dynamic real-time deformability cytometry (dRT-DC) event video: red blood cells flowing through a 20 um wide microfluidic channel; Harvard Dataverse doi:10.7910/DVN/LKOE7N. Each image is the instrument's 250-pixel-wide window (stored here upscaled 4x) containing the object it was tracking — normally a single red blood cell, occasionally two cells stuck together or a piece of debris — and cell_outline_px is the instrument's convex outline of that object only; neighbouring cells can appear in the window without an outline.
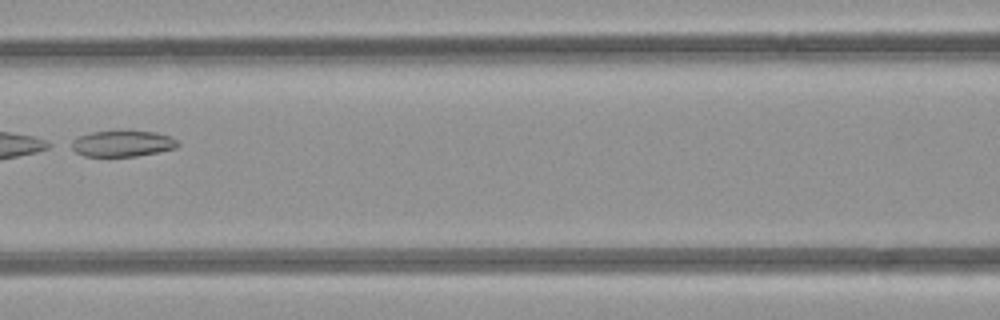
{"species": "common noctule bat (a hibernating species)", "species_latin": "Nyctalus noctula", "temperature_condition": "room temperature", "stored_images_in_passage": 4, "camera_frame_rate_fps": 3000, "um_per_image_px": 0.085, "animal": {"sex": "female", "body_mass_g": 21.9}, "frame": {"image": 1, "passage_image": 4, "time_ms": 3.333, "image_size_px": [1000, 320], "cell_outline_px": [[180, 144], [176, 148], [136, 156], [84, 156], [76, 152], [64, 144], [80, 136], [92, 132], [156, 132], [168, 136], [176, 140]], "centroid_in_image_um": [10.33, 12.22], "position_along_channel_um": 156.3, "area_um2": 15.95}}